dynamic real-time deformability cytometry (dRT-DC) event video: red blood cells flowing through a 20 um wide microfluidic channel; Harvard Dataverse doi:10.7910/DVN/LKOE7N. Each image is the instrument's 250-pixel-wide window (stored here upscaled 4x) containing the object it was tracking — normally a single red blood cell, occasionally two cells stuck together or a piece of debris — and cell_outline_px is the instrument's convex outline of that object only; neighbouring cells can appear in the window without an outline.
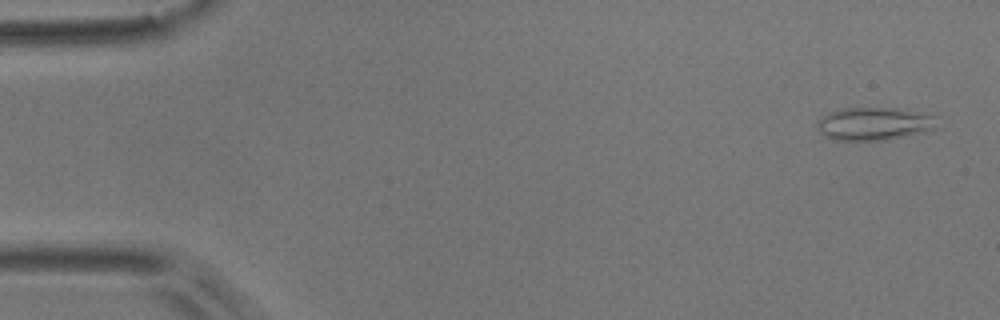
{"species": "common noctule bat (a hibernating species)", "species_latin": "Nyctalus noctula", "temperature_condition": "room temperature", "stored_images_in_passage": 13, "camera_frame_rate_fps": 3000, "um_per_image_px": 0.085, "animal": {"sex": "male", "body_mass_g": 17.9}, "frame": {"image": 1, "passage_image": 1, "time_ms": 0.0, "image_size_px": [1000, 320], "cell_outline_px": [[940, 128], [928, 132], [888, 140], [836, 140], [824, 136], [816, 128], [816, 124], [820, 116], [828, 112], [844, 108], [904, 108], [940, 116]], "centroid_in_image_um": [74.43, 10.51], "position_along_channel_um": 10.6, "area_um2": 24.04}}